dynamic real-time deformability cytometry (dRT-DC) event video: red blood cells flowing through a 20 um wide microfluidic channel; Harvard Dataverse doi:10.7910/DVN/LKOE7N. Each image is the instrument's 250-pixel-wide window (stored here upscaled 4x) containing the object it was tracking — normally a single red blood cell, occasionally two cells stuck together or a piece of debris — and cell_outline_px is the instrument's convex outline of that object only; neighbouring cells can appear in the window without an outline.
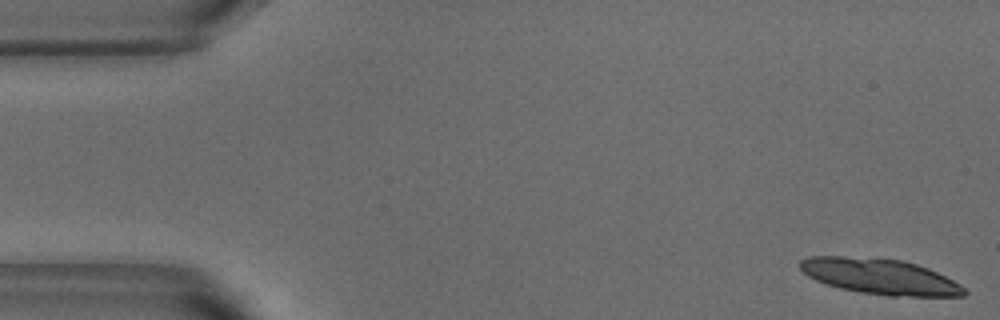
{"species": "common noctule bat (a hibernating species)", "species_latin": "Nyctalus noctula", "temperature_condition": "warm", "stored_images_in_passage": 31, "camera_frame_rate_fps": 3000, "um_per_image_px": 0.085, "animal": {"sex": "male", "body_mass_g": 18.8}, "frame": {"image": 1, "passage_image": 1, "time_ms": 0.0, "image_size_px": [1000, 320], "cell_outline_px": [[968, 292], [964, 296], [888, 296], [860, 292], [840, 288], [816, 280], [808, 276], [800, 268], [800, 260], [808, 256], [876, 256], [904, 260], [928, 268], [960, 284]], "centroid_in_image_um": [74.79, 23.48], "position_along_channel_um": 10.2, "area_um2": 34.33}}
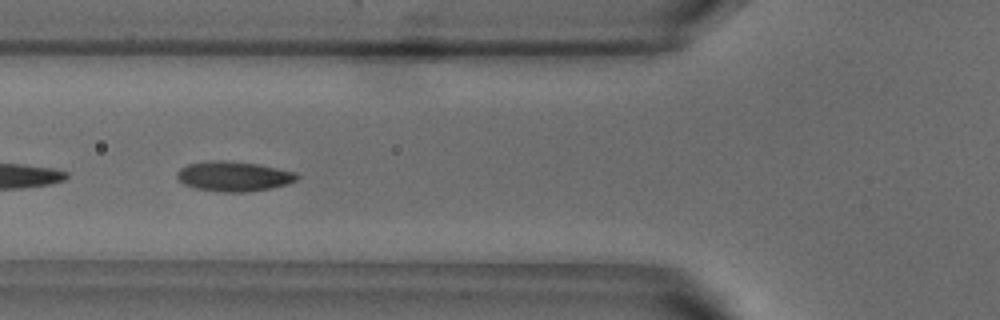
{"frame": {"image": 2, "passage_image": 19, "time_ms": 6.0, "image_size_px": [1000, 320], "cell_outline_px": [[300, 176], [296, 180], [288, 184], [272, 188], [244, 192], [220, 192], [192, 188], [184, 184], [176, 176], [176, 172], [180, 168], [188, 164], [204, 160], [224, 160], [256, 164], [296, 172]], "centroid_in_image_um": [19.83, 14.99], "position_along_channel_um": 106.0, "area_um2": 21.1}}